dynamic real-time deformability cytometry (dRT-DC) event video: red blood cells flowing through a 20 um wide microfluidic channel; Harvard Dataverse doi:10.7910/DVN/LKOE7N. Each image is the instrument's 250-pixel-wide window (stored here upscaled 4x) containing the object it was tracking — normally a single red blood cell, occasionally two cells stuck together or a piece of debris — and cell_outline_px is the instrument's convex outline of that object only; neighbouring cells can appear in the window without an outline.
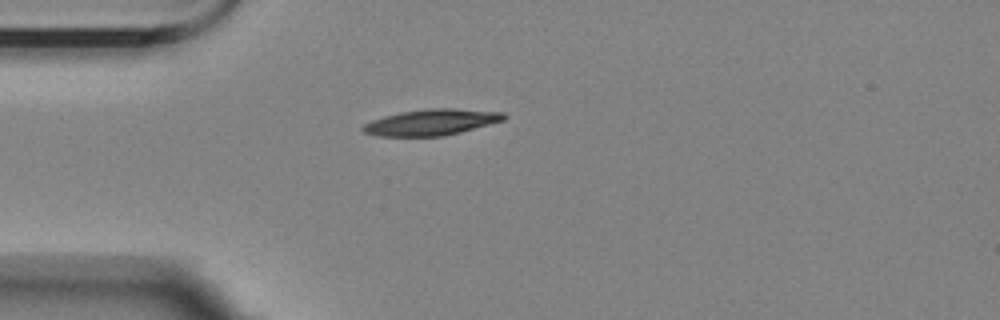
{"species": "Egyptian fruit bat (a non-hibernating species)", "species_latin": "Rousettus aegyptiacus", "temperature_condition": "room temperature", "stored_images_in_passage": 5, "camera_frame_rate_fps": 3000, "um_per_image_px": 0.085, "animal": {"sex": "female"}, "frame": {"image": 1, "passage_image": 1, "time_ms": 0.0, "image_size_px": [1000, 320], "cell_outline_px": [[508, 116], [504, 120], [460, 132], [444, 136], [380, 136], [364, 132], [360, 128], [364, 124], [372, 120], [384, 116], [400, 112], [428, 108], [452, 108], [504, 112]], "centroid_in_image_um": [36.68, 10.38], "position_along_channel_um": 48.3, "area_um2": 21.39}}
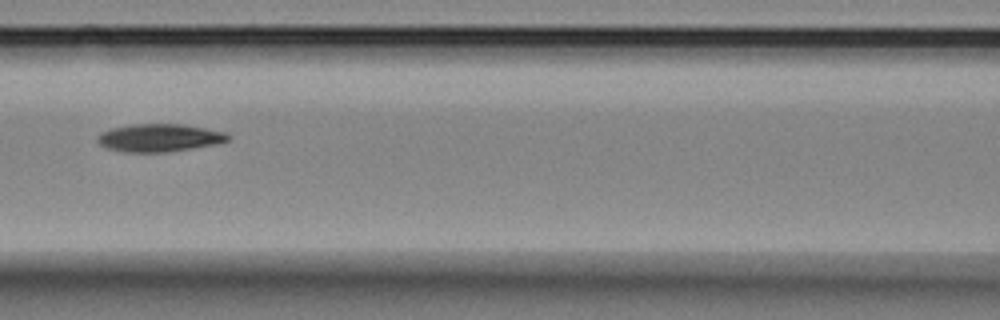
{"frame": {"image": 2, "passage_image": 4, "time_ms": 3.333, "image_size_px": [1000, 320], "cell_outline_px": [[228, 140], [216, 144], [168, 152], [124, 152], [108, 148], [100, 144], [96, 140], [96, 136], [100, 132], [112, 128], [132, 124], [180, 124], [204, 128], [224, 132], [228, 136]], "centroid_in_image_um": [13.48, 11.71], "position_along_channel_um": 153.1, "area_um2": 20.98}}
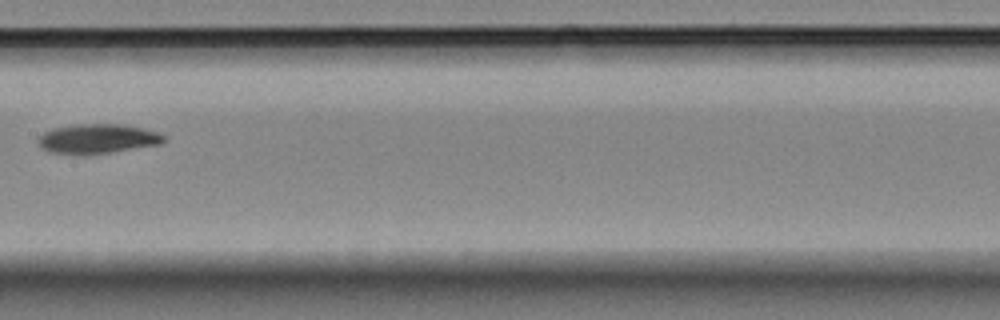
{"frame": {"image": 3, "passage_image": 5, "time_ms": 4.667, "image_size_px": [1000, 320], "cell_outline_px": [[164, 140], [160, 144], [112, 152], [52, 152], [44, 148], [36, 140], [44, 132], [52, 128], [76, 124], [120, 124], [140, 128], [156, 132], [164, 136]], "centroid_in_image_um": [8.3, 11.75], "position_along_channel_um": 199.1, "area_um2": 20.69}}